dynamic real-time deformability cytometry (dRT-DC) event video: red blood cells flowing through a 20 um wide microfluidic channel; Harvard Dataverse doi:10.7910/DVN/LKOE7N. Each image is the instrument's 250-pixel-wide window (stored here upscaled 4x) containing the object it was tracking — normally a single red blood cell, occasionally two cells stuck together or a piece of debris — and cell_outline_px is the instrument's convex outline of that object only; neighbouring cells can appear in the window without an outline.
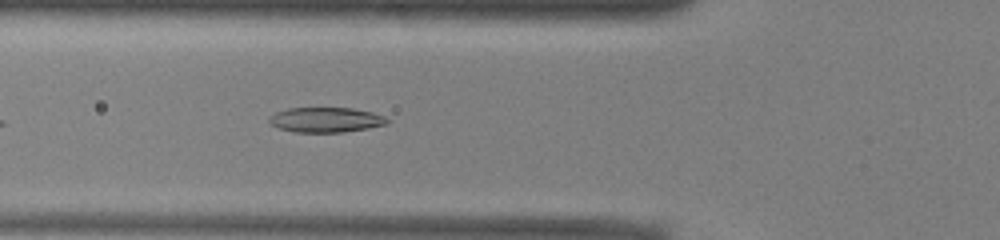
{"species": "common noctule bat (a hibernating species)", "species_latin": "Nyctalus noctula", "temperature_condition": "warm", "stored_images_in_passage": 37, "camera_frame_rate_fps": 3000, "um_per_image_px": 0.085, "animal": {"sex": "male", "body_mass_g": 13.0, "forearm_length_mm": 53.1}, "frame": {"image": 1, "passage_image": 5, "time_ms": 1.333, "image_size_px": [1000, 240], "cell_outline_px": [[388, 124], [368, 128], [344, 132], [296, 132], [280, 128], [272, 124], [268, 120], [268, 116], [276, 112], [288, 108], [352, 108], [372, 112], [384, 116], [388, 120]], "centroid_in_image_um": [27.7, 10.18], "position_along_channel_um": 98.1, "area_um2": 17.11}}
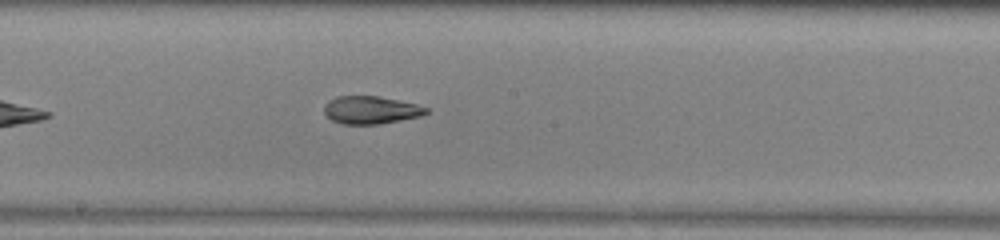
{"frame": {"image": 2, "passage_image": 14, "time_ms": 4.333, "image_size_px": [1000, 240], "cell_outline_px": [[428, 112], [420, 116], [380, 124], [344, 124], [332, 120], [324, 112], [324, 104], [328, 100], [336, 96], [380, 96], [416, 104], [428, 108]], "centroid_in_image_um": [31.5, 9.34], "position_along_channel_um": 216.7, "area_um2": 16.47}}
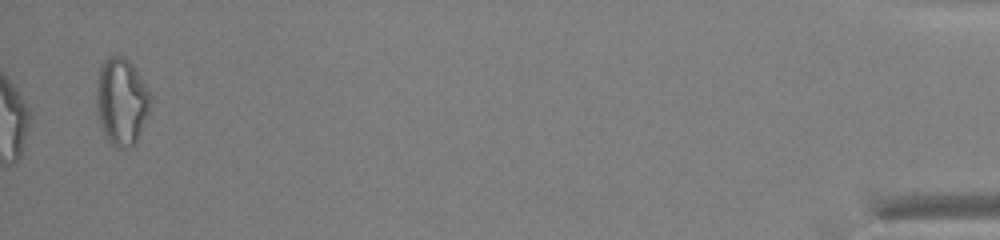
{"frame": {"image": 3, "passage_image": 37, "time_ms": 12.0, "image_size_px": [1000, 240], "cell_outline_px": [[152, 100], [148, 112], [136, 144], [132, 148], [116, 148], [104, 136], [100, 124], [96, 108], [96, 80], [100, 64], [108, 56], [124, 56], [132, 64], [140, 76], [152, 96]], "centroid_in_image_um": [10.31, 8.63], "position_along_channel_um": 424.9, "area_um2": 27.92}, "authors_computed_cell_mechanics": {"area_um2": 17.5712, "velocity_mm_per_s": 3.9509, "shape_relaxation_time_tau1_ms": 5.9837, "shape_relaxation_time_tau2_ms": 3.7513, "deformation_change_tau1": 0.1837, "deformation_change_tau2": 0.1258}}